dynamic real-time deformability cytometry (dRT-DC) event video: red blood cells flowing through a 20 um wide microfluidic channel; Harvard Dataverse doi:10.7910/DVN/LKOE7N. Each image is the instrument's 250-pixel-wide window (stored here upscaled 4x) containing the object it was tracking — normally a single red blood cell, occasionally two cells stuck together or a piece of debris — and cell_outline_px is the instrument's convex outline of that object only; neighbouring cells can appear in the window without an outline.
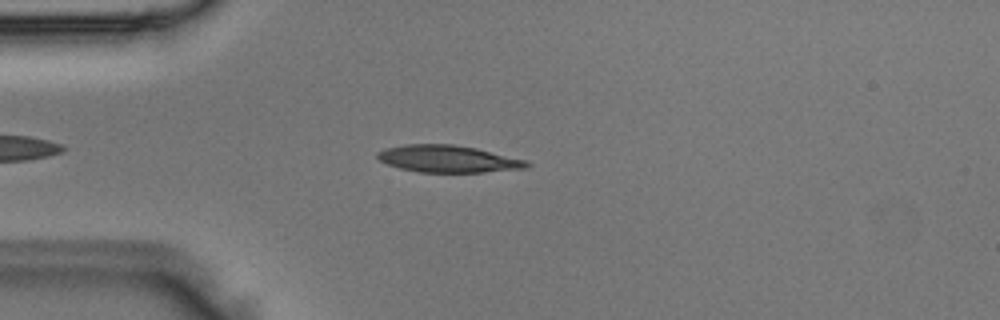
{"species": "Egyptian fruit bat (a non-hibernating species)", "species_latin": "Rousettus aegyptiacus", "temperature_condition": "room temperature", "stored_images_in_passage": 2, "camera_frame_rate_fps": 3000, "um_per_image_px": 0.085, "animal": {"sex": "male"}, "frame": {"image": 1, "passage_image": 1, "time_ms": 0.0, "image_size_px": [1000, 320], "cell_outline_px": [[532, 164], [528, 168], [484, 172], [420, 172], [400, 168], [388, 164], [380, 160], [376, 156], [376, 152], [384, 148], [404, 144], [452, 144], [476, 148], [528, 160]], "centroid_in_image_um": [38.11, 13.5], "position_along_channel_um": 46.9, "area_um2": 23.7}}